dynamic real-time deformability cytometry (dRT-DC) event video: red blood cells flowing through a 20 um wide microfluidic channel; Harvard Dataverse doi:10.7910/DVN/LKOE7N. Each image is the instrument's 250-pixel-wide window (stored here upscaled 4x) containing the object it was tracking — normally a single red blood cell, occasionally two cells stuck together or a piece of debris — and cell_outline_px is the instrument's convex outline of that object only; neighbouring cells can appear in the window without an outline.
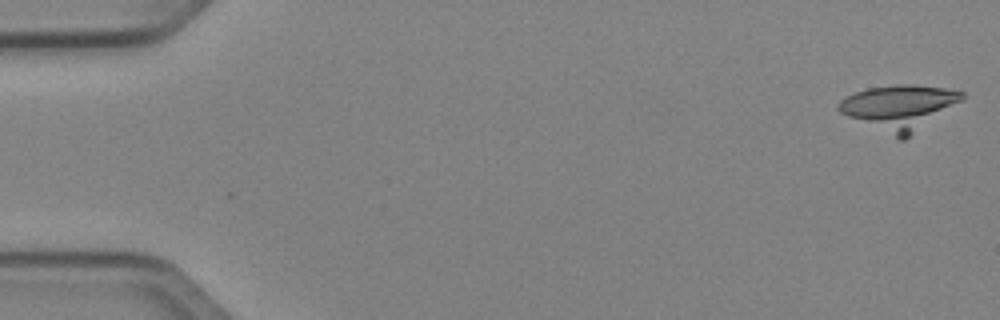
{"species": "Egyptian fruit bat (a non-hibernating species)", "species_latin": "Rousettus aegyptiacus", "temperature_condition": "cold", "stored_images_in_passage": 50, "camera_frame_rate_fps": 3000, "um_per_image_px": 0.085, "animal": {"sex": "female"}, "frame": {"image": 1, "passage_image": 1, "time_ms": 0.0, "image_size_px": [1000, 320], "cell_outline_px": [[964, 100], [904, 140], [896, 140], [840, 112], [836, 108], [836, 104], [840, 100], [856, 92], [868, 88], [900, 84], [908, 84], [944, 88], [964, 92]], "centroid_in_image_um": [76.44, 9.14], "position_along_channel_um": 8.6, "area_um2": 32.31}}
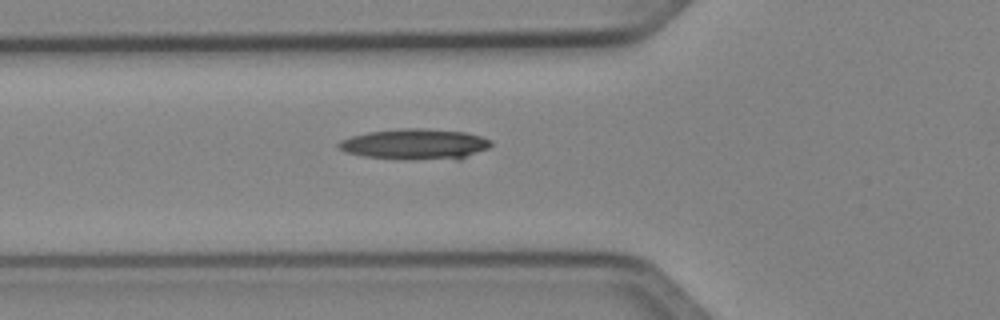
{"frame": {"image": 2, "passage_image": 18, "time_ms": 5.667, "image_size_px": [1000, 320], "cell_outline_px": [[492, 144], [488, 148], [460, 160], [456, 160], [364, 156], [344, 152], [336, 144], [340, 140], [352, 136], [368, 132], [400, 128], [420, 128], [464, 132], [480, 136], [492, 140]], "centroid_in_image_um": [35.31, 12.24], "position_along_channel_um": 90.5, "area_um2": 26.93}}
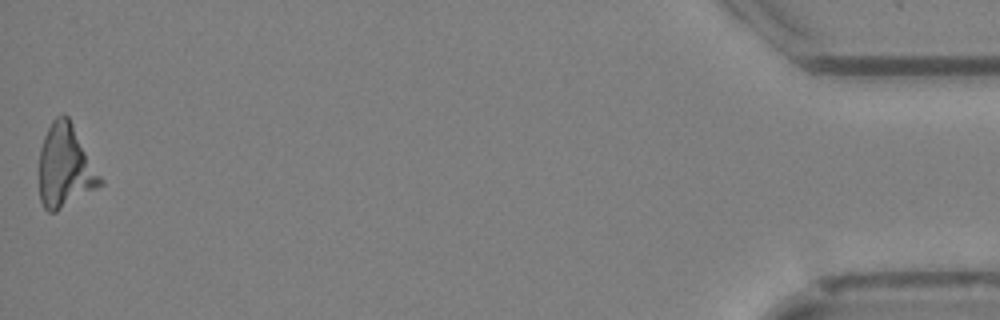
{"frame": {"image": 3, "passage_image": 50, "time_ms": 16.333, "image_size_px": [1000, 320], "cell_outline_px": [[104, 184], [56, 212], [48, 212], [44, 208], [40, 200], [40, 148], [44, 136], [52, 120], [56, 116], [64, 112], [68, 116], [104, 180]], "centroid_in_image_um": [5.56, 14.14], "position_along_channel_um": 429.6, "area_um2": 29.59}, "authors_computed_cell_mechanics": {"area_um2": 28.3798, "velocity_mm_per_s": 4.0486, "shape_relaxation_time_tau1_ms": 2.7804, "shape_relaxation_time_tau2_ms": null, "deformation_change_tau1": 0.0423, "deformation_change_tau2": null}}